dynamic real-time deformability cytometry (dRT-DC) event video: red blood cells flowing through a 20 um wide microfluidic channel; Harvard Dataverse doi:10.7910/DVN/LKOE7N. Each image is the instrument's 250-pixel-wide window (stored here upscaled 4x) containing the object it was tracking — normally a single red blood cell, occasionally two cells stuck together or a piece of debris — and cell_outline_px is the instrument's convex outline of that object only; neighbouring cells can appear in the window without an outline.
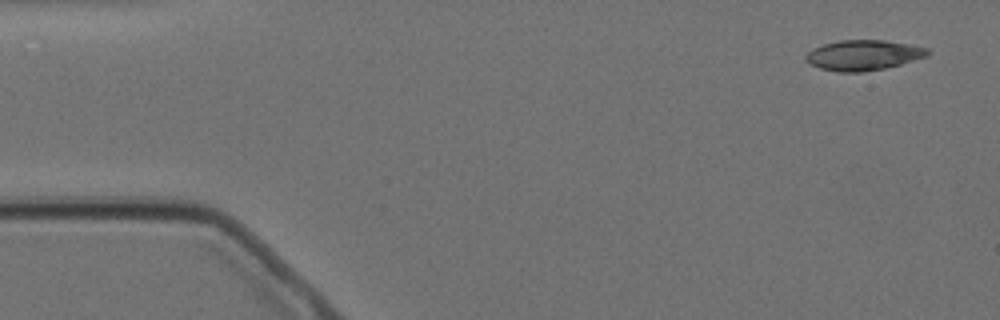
{"species": "Egyptian fruit bat (a non-hibernating species)", "species_latin": "Rousettus aegyptiacus", "temperature_condition": "cold", "stored_images_in_passage": 5, "camera_frame_rate_fps": 3000, "um_per_image_px": 0.085, "animal": {"sex": "female"}, "frame": {"image": 1, "passage_image": 1, "time_ms": 0.0, "image_size_px": [1000, 320], "cell_outline_px": [[932, 52], [928, 56], [900, 64], [884, 68], [860, 72], [836, 72], [820, 68], [804, 60], [804, 56], [808, 52], [824, 44], [840, 40], [884, 40], [908, 44], [928, 48]], "centroid_in_image_um": [73.4, 4.69], "position_along_channel_um": 11.6, "area_um2": 21.39}}
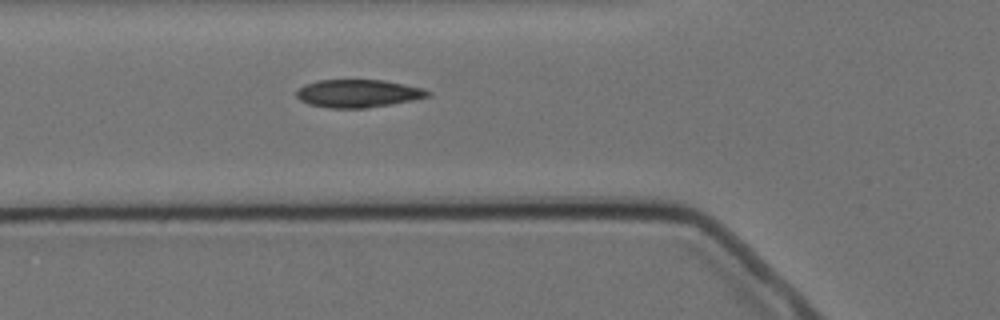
{"frame": {"image": 2, "passage_image": 5, "time_ms": 5.333, "image_size_px": [1000, 320], "cell_outline_px": [[432, 92], [428, 96], [412, 100], [364, 108], [328, 108], [308, 104], [300, 100], [296, 96], [296, 92], [304, 84], [316, 80], [384, 80], [424, 88]], "centroid_in_image_um": [30.41, 7.93], "position_along_channel_um": 95.4, "area_um2": 21.27}}